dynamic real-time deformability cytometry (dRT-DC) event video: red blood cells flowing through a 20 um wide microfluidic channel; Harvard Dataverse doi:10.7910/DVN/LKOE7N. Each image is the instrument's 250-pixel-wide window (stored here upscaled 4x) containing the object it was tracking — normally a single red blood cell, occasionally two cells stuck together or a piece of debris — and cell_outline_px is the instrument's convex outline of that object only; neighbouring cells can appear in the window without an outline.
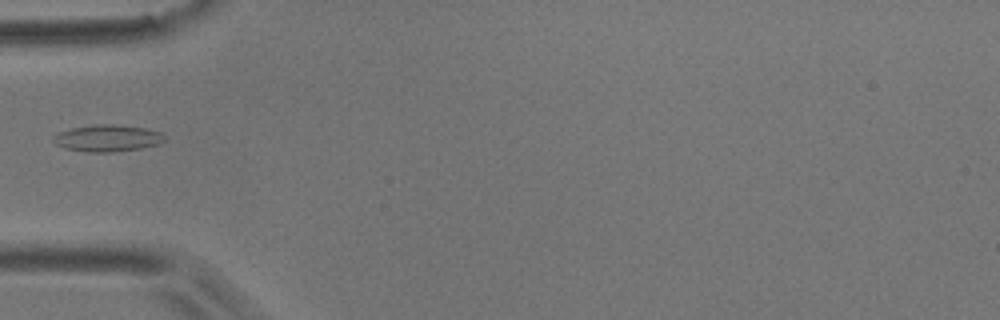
{"species": "common noctule bat (a hibernating species)", "species_latin": "Nyctalus noctula", "temperature_condition": "room temperature", "stored_images_in_passage": 37, "camera_frame_rate_fps": 3000, "um_per_image_px": 0.085, "animal": {"sex": "male", "body_mass_g": 17.9}, "frame": {"image": 1, "passage_image": 1, "time_ms": 0.0, "image_size_px": [1000, 320], "cell_outline_px": [[164, 140], [160, 144], [140, 148], [112, 152], [88, 152], [64, 148], [56, 144], [52, 140], [52, 136], [60, 132], [72, 128], [96, 124], [112, 124], [144, 128], [160, 132], [164, 136]], "centroid_in_image_um": [9.11, 11.75], "position_along_channel_um": 75.9, "area_um2": 17.22}}
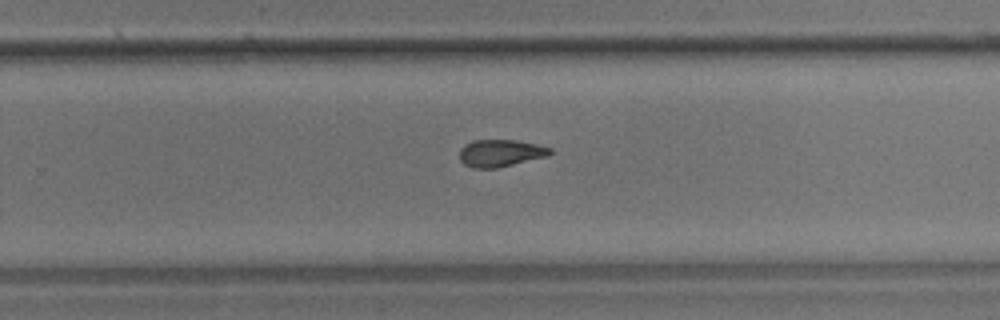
{"frame": {"image": 2, "passage_image": 18, "time_ms": 5.667, "image_size_px": [1000, 320], "cell_outline_px": [[552, 152], [548, 156], [496, 168], [472, 168], [464, 164], [460, 160], [460, 148], [464, 144], [472, 140], [516, 140], [536, 144], [552, 148]], "centroid_in_image_um": [42.52, 13.01], "position_along_channel_um": 287.3, "area_um2": 14.39}}
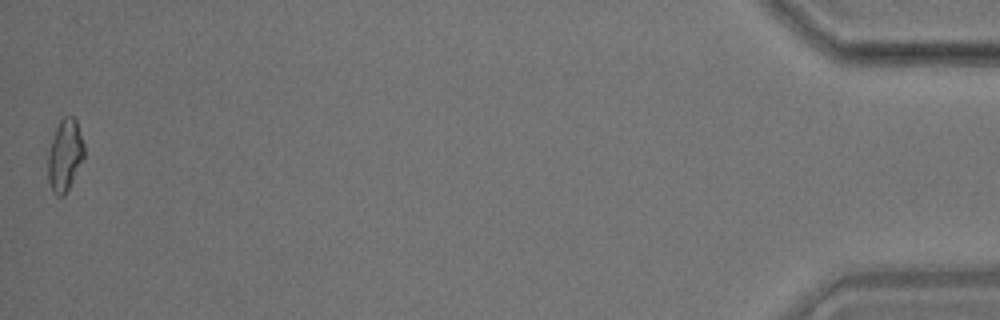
{"frame": {"image": 3, "passage_image": 37, "time_ms": 12.0, "image_size_px": [1000, 320], "cell_outline_px": [[84, 160], [64, 196], [56, 196], [52, 192], [48, 180], [48, 152], [56, 128], [60, 120], [64, 116], [72, 116], [76, 120], [84, 144]], "centroid_in_image_um": [5.52, 13.22], "position_along_channel_um": 429.7, "area_um2": 15.2}}